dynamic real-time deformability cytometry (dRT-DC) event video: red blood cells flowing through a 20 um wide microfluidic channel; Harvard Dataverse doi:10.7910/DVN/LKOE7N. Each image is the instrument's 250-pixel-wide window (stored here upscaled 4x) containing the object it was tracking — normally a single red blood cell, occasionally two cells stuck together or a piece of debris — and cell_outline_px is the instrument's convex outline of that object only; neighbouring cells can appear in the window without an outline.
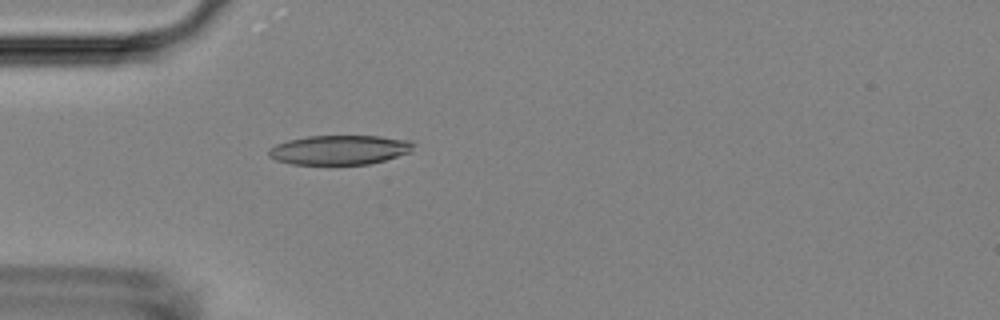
{"species": "Egyptian fruit bat (a non-hibernating species)", "species_latin": "Rousettus aegyptiacus", "temperature_condition": "room temperature", "stored_images_in_passage": 52, "camera_frame_rate_fps": 3000, "um_per_image_px": 0.085, "animal": {"sex": "female"}, "frame": {"image": 1, "passage_image": 15, "time_ms": 4.667, "image_size_px": [1000, 320], "cell_outline_px": [[416, 144], [412, 152], [384, 160], [368, 164], [292, 164], [276, 160], [268, 156], [268, 152], [276, 144], [288, 140], [308, 136], [380, 136], [412, 140]], "centroid_in_image_um": [28.92, 12.73], "position_along_channel_um": 56.1, "area_um2": 24.91}}
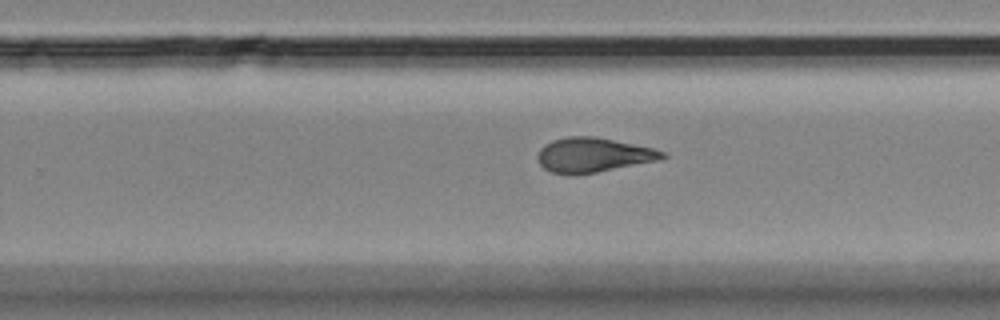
{"frame": {"image": 2, "passage_image": 33, "time_ms": 10.667, "image_size_px": [1000, 320], "cell_outline_px": [[668, 156], [660, 160], [576, 176], [568, 176], [552, 172], [544, 168], [540, 164], [536, 156], [540, 148], [544, 144], [552, 140], [568, 136], [596, 136], [652, 148], [664, 152]], "centroid_in_image_um": [50.38, 13.19], "position_along_channel_um": 279.4, "area_um2": 25.43}}
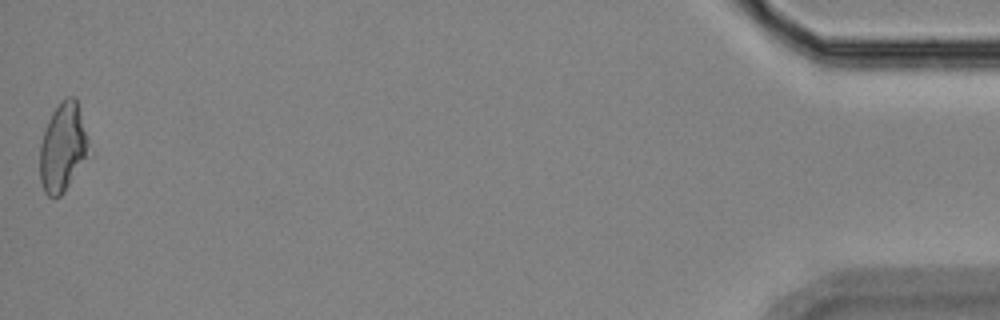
{"frame": {"image": 3, "passage_image": 52, "time_ms": 17.0, "image_size_px": [1000, 320], "cell_outline_px": [[92, 156], [64, 192], [60, 196], [48, 196], [44, 192], [40, 180], [40, 144], [48, 120], [52, 112], [68, 96], [76, 96], [88, 140]], "centroid_in_image_um": [5.38, 12.58], "position_along_channel_um": 429.8, "area_um2": 25.72}, "authors_computed_cell_mechanics": {"area_um2": 25.2586, "velocity_mm_per_s": 3.8027, "shape_relaxation_time_tau1_ms": 6.1175, "shape_relaxation_time_tau2_ms": 2.4549, "deformation_change_tau1": 0.1818, "deformation_change_tau2": 0.1068}}